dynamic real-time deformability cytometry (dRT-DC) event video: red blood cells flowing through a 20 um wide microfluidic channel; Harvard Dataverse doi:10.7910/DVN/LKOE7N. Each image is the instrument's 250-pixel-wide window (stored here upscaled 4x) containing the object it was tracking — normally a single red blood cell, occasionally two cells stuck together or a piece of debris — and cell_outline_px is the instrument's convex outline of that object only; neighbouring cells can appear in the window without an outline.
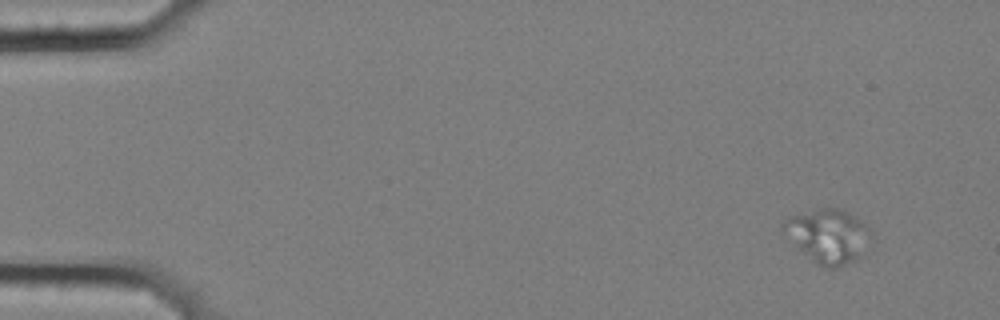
{"species": "common noctule bat (a hibernating species)", "species_latin": "Nyctalus noctula", "temperature_condition": "cold", "stored_images_in_passage": 4, "camera_frame_rate_fps": 3000, "um_per_image_px": 0.085, "animal": {"sex": "female", "body_mass_g": 25.1}, "frame": {"image": 1, "passage_image": 1, "time_ms": 0.0, "image_size_px": [1000, 320], "cell_outline_px": [[868, 228], [864, 256], [840, 268], [824, 268], [816, 264], [780, 228], [780, 224], [784, 220], [792, 216], [824, 208], [840, 208], [848, 212]], "centroid_in_image_um": [70.37, 20.09], "position_along_channel_um": 14.6, "area_um2": 26.76}}